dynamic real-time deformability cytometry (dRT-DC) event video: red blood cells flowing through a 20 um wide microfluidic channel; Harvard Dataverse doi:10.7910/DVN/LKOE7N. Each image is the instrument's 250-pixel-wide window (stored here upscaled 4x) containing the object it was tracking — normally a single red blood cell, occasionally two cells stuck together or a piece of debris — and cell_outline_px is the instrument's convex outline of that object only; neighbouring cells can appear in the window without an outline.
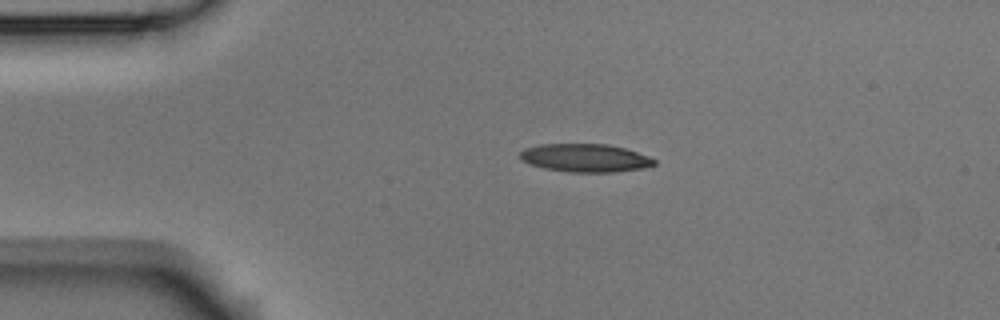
{"species": "Egyptian fruit bat (a non-hibernating species)", "species_latin": "Rousettus aegyptiacus", "temperature_condition": "room temperature", "stored_images_in_passage": 3, "camera_frame_rate_fps": 3000, "um_per_image_px": 0.085, "animal": {"sex": "male"}, "frame": {"image": 1, "passage_image": 2, "time_ms": 0.333, "image_size_px": [1000, 320], "cell_outline_px": [[656, 164], [648, 168], [612, 172], [572, 172], [544, 168], [532, 164], [524, 160], [520, 156], [520, 152], [524, 148], [540, 144], [608, 144], [624, 148], [648, 156], [656, 160]], "centroid_in_image_um": [49.79, 13.42], "position_along_channel_um": 35.2, "area_um2": 21.91}}